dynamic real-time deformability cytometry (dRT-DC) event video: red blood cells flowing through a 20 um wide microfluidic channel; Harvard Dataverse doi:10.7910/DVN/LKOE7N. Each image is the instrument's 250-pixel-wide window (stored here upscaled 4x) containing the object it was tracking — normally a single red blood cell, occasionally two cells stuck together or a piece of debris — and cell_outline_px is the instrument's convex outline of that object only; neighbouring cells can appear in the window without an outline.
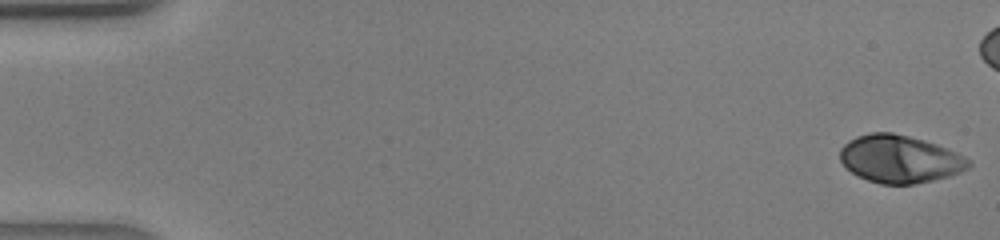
{"species": "human", "species_latin": "Homo sapiens", "temperature_condition": "warm", "stored_images_in_passage": 37, "camera_frame_rate_fps": 3000, "um_per_image_px": 0.085, "donor": {"sex": "male"}, "frame": {"image": 1, "passage_image": 1, "time_ms": 0.0, "image_size_px": [1000, 240], "cell_outline_px": [[972, 164], [968, 168], [960, 172], [948, 176], [916, 184], [880, 184], [856, 176], [840, 160], [840, 148], [848, 140], [856, 136], [872, 132], [892, 132], [924, 140], [936, 144], [956, 152], [972, 160]], "centroid_in_image_um": [76.48, 13.51], "position_along_channel_um": 8.5, "area_um2": 35.78}}
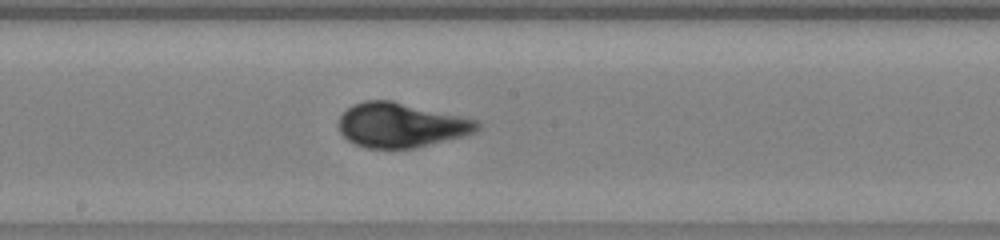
{"frame": {"image": 2, "passage_image": 23, "time_ms": 7.333, "image_size_px": [1000, 240], "cell_outline_px": [[480, 128], [476, 132], [412, 148], [368, 148], [356, 144], [348, 140], [340, 132], [336, 124], [340, 116], [352, 104], [364, 100], [392, 100], [464, 116], [480, 120]], "centroid_in_image_um": [34.07, 10.61], "position_along_channel_um": 214.1, "area_um2": 36.07}}
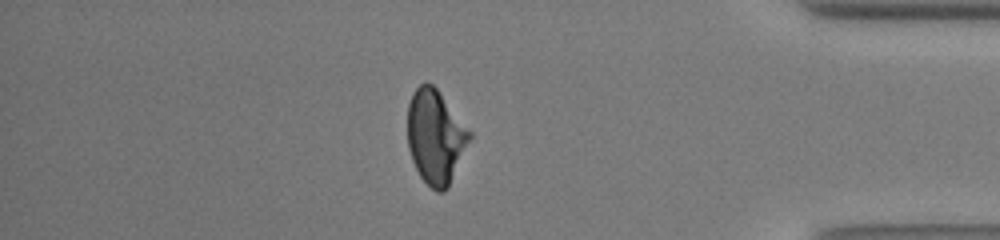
{"frame": {"image": 3, "passage_image": 36, "time_ms": 11.667, "image_size_px": [1000, 240], "cell_outline_px": [[472, 136], [448, 188], [444, 192], [436, 192], [420, 176], [412, 160], [408, 148], [408, 104], [412, 92], [424, 80], [428, 80], [436, 88], [472, 132]], "centroid_in_image_um": [37.01, 11.6], "position_along_channel_um": 398.2, "area_um2": 34.04}}